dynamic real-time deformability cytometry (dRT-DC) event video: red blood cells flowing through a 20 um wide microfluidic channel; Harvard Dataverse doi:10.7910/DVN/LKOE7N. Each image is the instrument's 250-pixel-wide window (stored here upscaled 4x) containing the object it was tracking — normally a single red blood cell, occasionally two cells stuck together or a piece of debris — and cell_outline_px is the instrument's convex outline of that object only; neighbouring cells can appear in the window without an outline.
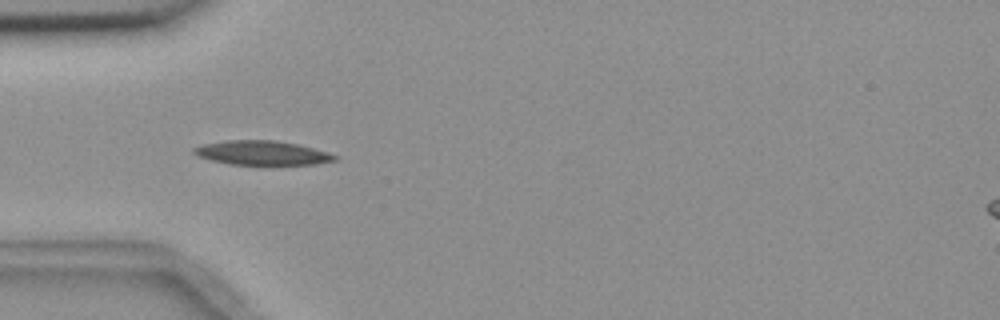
{"species": "common noctule bat (a hibernating species)", "species_latin": "Nyctalus noctula", "temperature_condition": "room temperature", "stored_images_in_passage": 4, "camera_frame_rate_fps": 3000, "um_per_image_px": 0.085, "animal": {"sex": "female", "body_mass_g": 18.4}, "frame": {"image": 1, "passage_image": 3, "time_ms": 2.333, "image_size_px": [1000, 320], "cell_outline_px": [[340, 156], [336, 160], [312, 164], [228, 164], [196, 156], [192, 152], [192, 148], [204, 144], [228, 140], [276, 140], [296, 144], [312, 148]], "centroid_in_image_um": [22.23, 12.99], "position_along_channel_um": 62.8, "area_um2": 19.65}}